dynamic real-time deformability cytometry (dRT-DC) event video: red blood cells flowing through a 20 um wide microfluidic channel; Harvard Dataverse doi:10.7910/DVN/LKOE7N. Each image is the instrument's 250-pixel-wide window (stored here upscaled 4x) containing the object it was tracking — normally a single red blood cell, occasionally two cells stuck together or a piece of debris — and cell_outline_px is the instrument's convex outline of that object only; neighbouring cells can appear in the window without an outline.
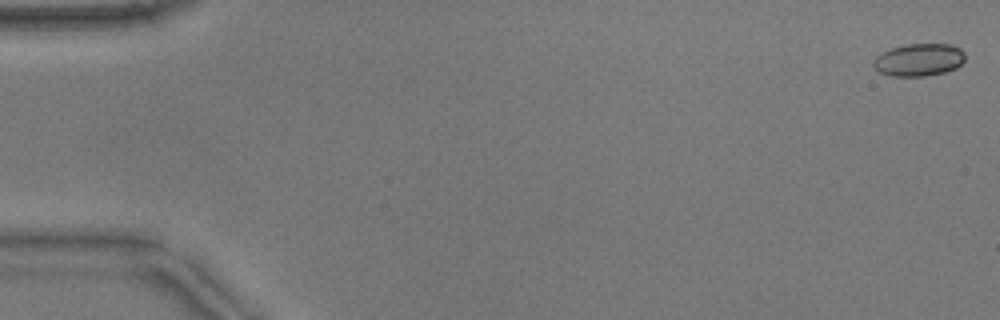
{"species": "common noctule bat (a hibernating species)", "species_latin": "Nyctalus noctula", "temperature_condition": "warm", "stored_images_in_passage": 53, "camera_frame_rate_fps": 3000, "um_per_image_px": 0.085, "animal": {"sex": "male", "body_mass_g": 17.9}, "frame": {"image": 1, "passage_image": 1, "time_ms": 0.0, "image_size_px": [1000, 320], "cell_outline_px": [[964, 60], [956, 68], [944, 72], [924, 76], [892, 76], [880, 72], [872, 64], [872, 60], [876, 56], [892, 48], [908, 44], [948, 44], [960, 48], [964, 52]], "centroid_in_image_um": [78.1, 5.08], "position_along_channel_um": 6.9, "area_um2": 17.22}}
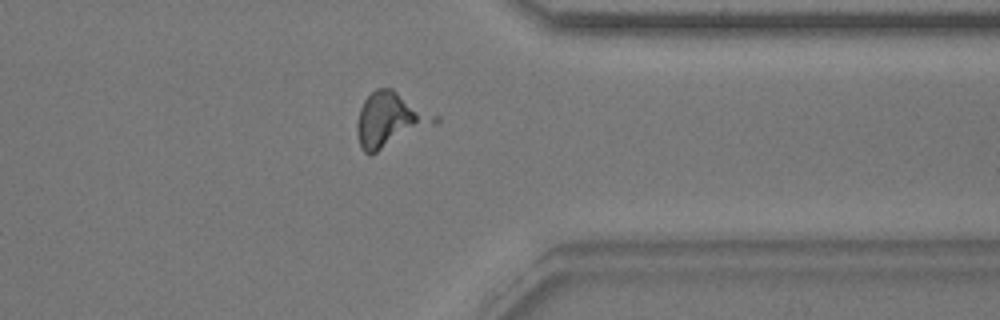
{"frame": {"image": 2, "passage_image": 42, "time_ms": 13.667, "image_size_px": [1000, 320], "cell_outline_px": [[440, 120], [436, 124], [376, 152], [364, 152], [360, 148], [356, 132], [356, 124], [360, 108], [364, 100], [376, 88], [392, 88], [440, 116]], "centroid_in_image_um": [33.18, 10.16], "position_along_channel_um": 378.2, "area_um2": 24.85}}
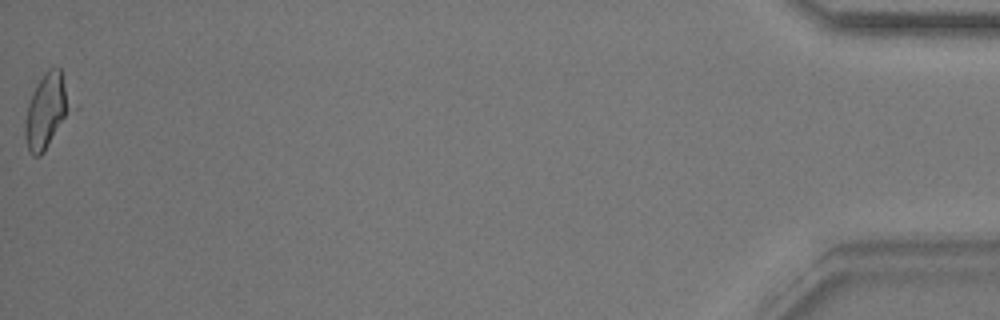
{"frame": {"image": 3, "passage_image": 53, "time_ms": 17.333, "image_size_px": [1000, 320], "cell_outline_px": [[80, 108], [44, 152], [40, 156], [32, 156], [28, 148], [24, 136], [24, 120], [28, 104], [32, 92], [36, 84], [44, 72], [48, 68], [60, 68], [80, 104]], "centroid_in_image_um": [4.14, 9.4], "position_along_channel_um": 431.1, "area_um2": 22.31}}